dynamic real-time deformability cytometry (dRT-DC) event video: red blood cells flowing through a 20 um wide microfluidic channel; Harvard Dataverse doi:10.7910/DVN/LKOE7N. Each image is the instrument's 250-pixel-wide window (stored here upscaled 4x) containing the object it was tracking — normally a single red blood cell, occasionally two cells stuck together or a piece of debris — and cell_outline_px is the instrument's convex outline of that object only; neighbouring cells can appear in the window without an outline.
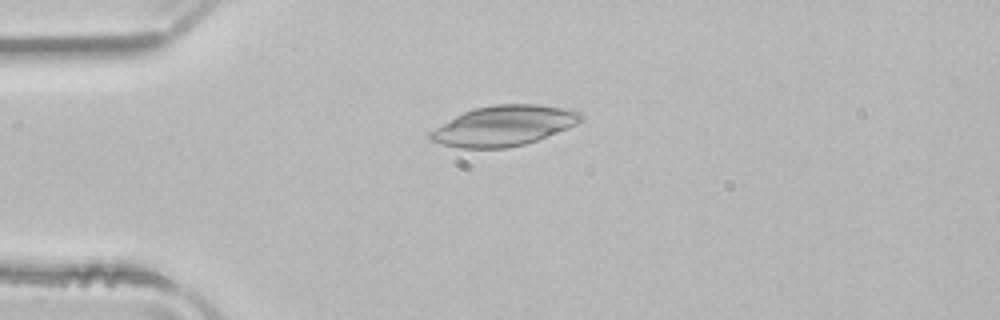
{"species": "common noctule bat (a hibernating species)", "species_latin": "Nyctalus noctula", "temperature_condition": "room temperature", "stored_images_in_passage": 29, "camera_frame_rate_fps": 3000, "um_per_image_px": 0.085, "animal": {"sex": "male", "body_mass_g": 21.5, "forearm_length_mm": 52.0}, "frame": {"image": 1, "passage_image": 1, "time_ms": 0.0, "image_size_px": [1000, 320], "cell_outline_px": [[584, 120], [568, 128], [536, 140], [524, 144], [508, 148], [460, 148], [440, 144], [428, 140], [428, 132], [456, 116], [472, 108], [496, 104], [536, 104], [564, 108], [580, 112], [584, 116]], "centroid_in_image_um": [42.81, 10.69], "position_along_channel_um": 42.2, "area_um2": 35.32}}
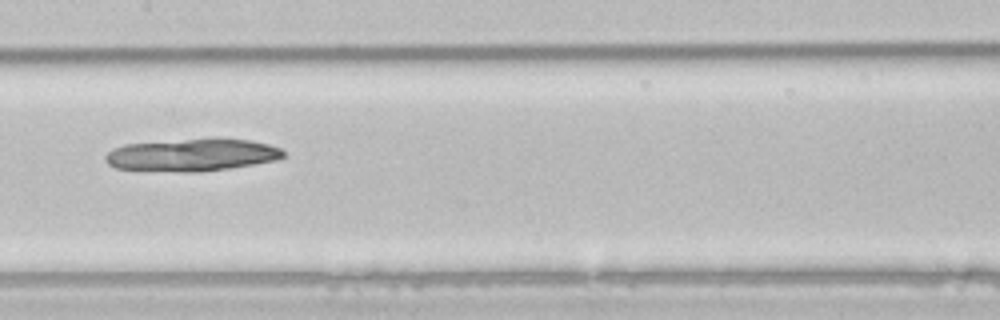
{"frame": {"image": 2, "passage_image": 14, "time_ms": 4.333, "image_size_px": [1000, 320], "cell_outline_px": [[284, 156], [276, 160], [228, 168], [200, 172], [184, 172], [116, 168], [108, 164], [104, 160], [104, 156], [112, 148], [124, 144], [188, 140], [248, 140], [268, 144], [280, 148], [284, 152]], "centroid_in_image_um": [16.27, 13.19], "position_along_channel_um": 191.1, "area_um2": 32.77}}
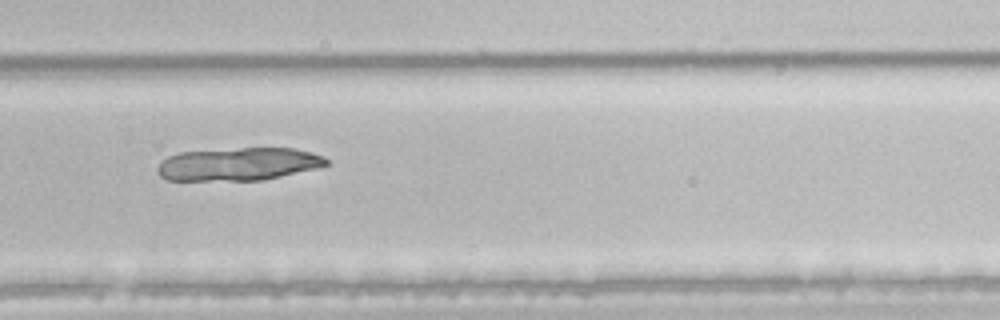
{"frame": {"image": 3, "passage_image": 23, "time_ms": 7.333, "image_size_px": [1000, 320], "cell_outline_px": [[328, 164], [316, 168], [264, 180], [168, 180], [160, 176], [156, 168], [160, 160], [168, 156], [180, 152], [240, 148], [292, 148], [324, 156], [328, 160]], "centroid_in_image_um": [20.23, 13.95], "position_along_channel_um": 309.6, "area_um2": 32.31}}